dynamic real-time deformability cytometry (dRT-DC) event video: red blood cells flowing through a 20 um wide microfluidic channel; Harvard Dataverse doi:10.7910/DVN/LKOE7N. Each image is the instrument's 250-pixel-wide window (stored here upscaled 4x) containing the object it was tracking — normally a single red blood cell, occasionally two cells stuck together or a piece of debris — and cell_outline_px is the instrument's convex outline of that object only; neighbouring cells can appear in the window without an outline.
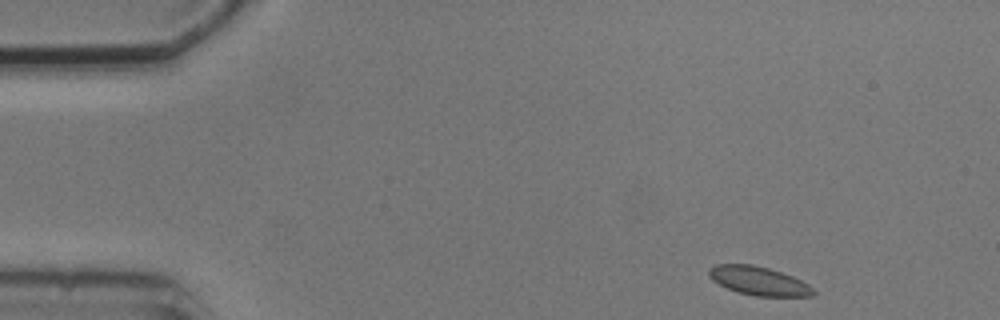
{"species": "common noctule bat (a hibernating species)", "species_latin": "Nyctalus noctula", "temperature_condition": "cold", "stored_images_in_passage": 5, "camera_frame_rate_fps": 3000, "um_per_image_px": 0.085, "animal": {"sex": "male", "body_mass_g": 20.5, "forearm_length_mm": 52.5}, "frame": {"image": 1, "passage_image": 1, "time_ms": 0.0, "image_size_px": [1000, 320], "cell_outline_px": [[816, 292], [812, 296], [756, 296], [736, 292], [712, 280], [708, 276], [708, 268], [716, 264], [752, 264], [768, 268], [792, 276], [808, 284]], "centroid_in_image_um": [64.46, 23.87], "position_along_channel_um": 20.5, "area_um2": 17.4}}
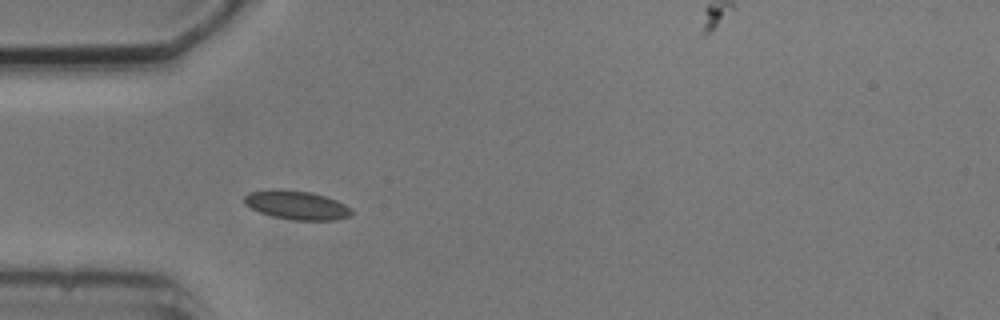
{"frame": {"image": 2, "passage_image": 3, "time_ms": 3.333, "image_size_px": [1000, 320], "cell_outline_px": [[352, 216], [336, 220], [292, 220], [272, 216], [260, 212], [244, 204], [244, 196], [248, 192], [272, 188], [280, 188], [308, 192], [324, 196], [336, 200], [352, 208]], "centroid_in_image_um": [25.2, 17.43], "position_along_channel_um": 59.8, "area_um2": 18.21}}
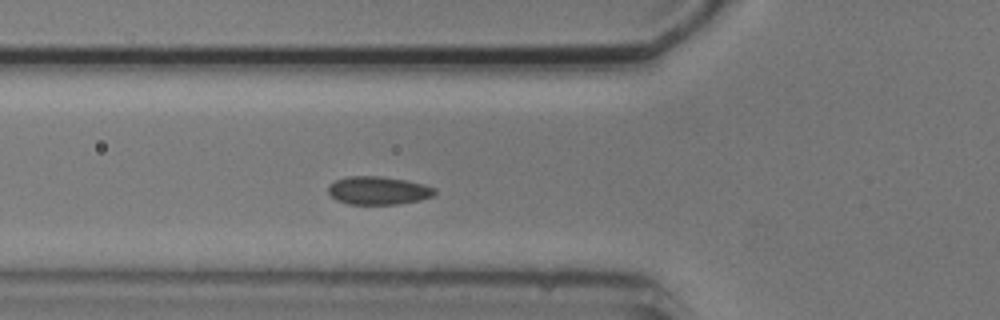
{"frame": {"image": 3, "passage_image": 4, "time_ms": 4.333, "image_size_px": [1000, 320], "cell_outline_px": [[436, 192], [432, 196], [420, 200], [396, 204], [348, 204], [336, 200], [328, 192], [328, 184], [336, 180], [348, 176], [380, 176], [408, 180], [424, 184], [436, 188]], "centroid_in_image_um": [32.15, 16.18], "position_along_channel_um": 93.6, "area_um2": 17.57}}